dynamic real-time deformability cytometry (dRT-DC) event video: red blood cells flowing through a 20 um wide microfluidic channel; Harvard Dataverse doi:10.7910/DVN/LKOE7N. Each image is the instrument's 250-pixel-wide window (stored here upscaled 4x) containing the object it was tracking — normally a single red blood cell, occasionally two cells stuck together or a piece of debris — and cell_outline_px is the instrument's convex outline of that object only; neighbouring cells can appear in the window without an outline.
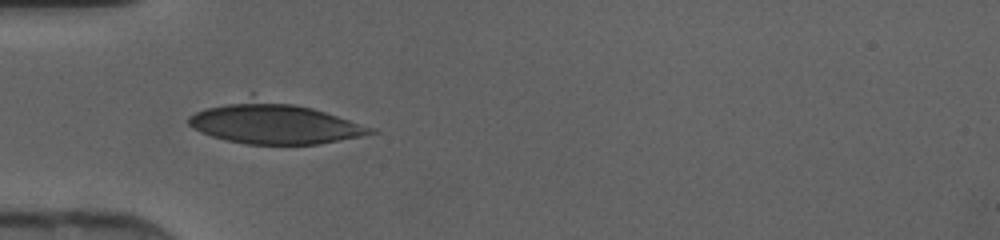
{"species": "human", "species_latin": "Homo sapiens", "temperature_condition": "cold", "stored_images_in_passage": 32, "camera_frame_rate_fps": 3000, "um_per_image_px": 0.085, "donor": {"sex": "female"}, "frame": {"image": 1, "passage_image": 1, "time_ms": 0.0, "image_size_px": [1000, 240], "cell_outline_px": [[380, 132], [320, 144], [244, 144], [224, 140], [200, 132], [192, 128], [188, 124], [188, 116], [204, 108], [252, 92], [312, 108], [376, 128]], "centroid_in_image_um": [23.23, 10.42], "position_along_channel_um": 61.8, "area_um2": 44.85}}
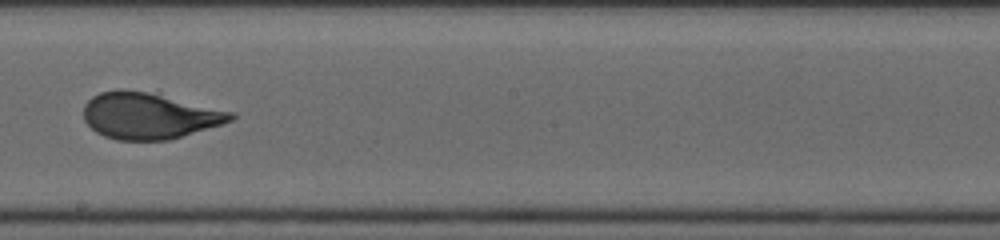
{"frame": {"image": 2, "passage_image": 13, "time_ms": 4.0, "image_size_px": [1000, 240], "cell_outline_px": [[236, 116], [232, 120], [220, 124], [168, 140], [116, 140], [104, 136], [96, 132], [84, 120], [84, 104], [92, 96], [100, 92], [120, 88], [156, 88], [236, 112]], "centroid_in_image_um": [12.75, 9.73], "position_along_channel_um": 235.4, "area_um2": 41.91}}
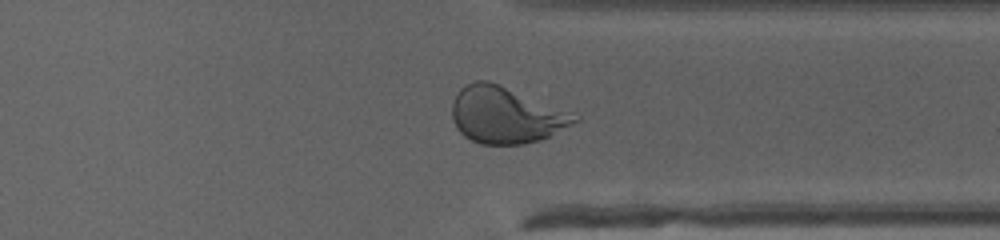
{"frame": {"image": 3, "passage_image": 22, "time_ms": 7.0, "image_size_px": [1000, 240], "cell_outline_px": [[580, 120], [540, 140], [524, 144], [480, 144], [464, 136], [456, 128], [452, 120], [452, 104], [460, 88], [476, 80], [488, 80], [580, 116]], "centroid_in_image_um": [42.95, 9.79], "position_along_channel_um": 368.4, "area_um2": 39.82}}